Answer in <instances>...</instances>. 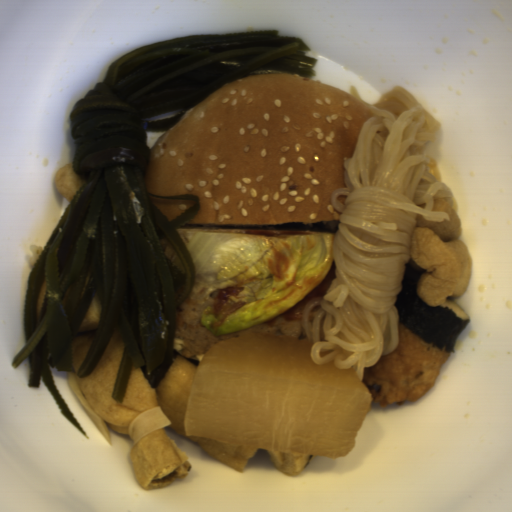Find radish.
Wrapping results in <instances>:
<instances>
[{"instance_id": "radish-1", "label": "radish", "mask_w": 512, "mask_h": 512, "mask_svg": "<svg viewBox=\"0 0 512 512\" xmlns=\"http://www.w3.org/2000/svg\"><path fill=\"white\" fill-rule=\"evenodd\" d=\"M313 347L258 331L211 347L196 371L185 436L291 455L348 456L371 395L352 366L314 362Z\"/></svg>"}]
</instances>
